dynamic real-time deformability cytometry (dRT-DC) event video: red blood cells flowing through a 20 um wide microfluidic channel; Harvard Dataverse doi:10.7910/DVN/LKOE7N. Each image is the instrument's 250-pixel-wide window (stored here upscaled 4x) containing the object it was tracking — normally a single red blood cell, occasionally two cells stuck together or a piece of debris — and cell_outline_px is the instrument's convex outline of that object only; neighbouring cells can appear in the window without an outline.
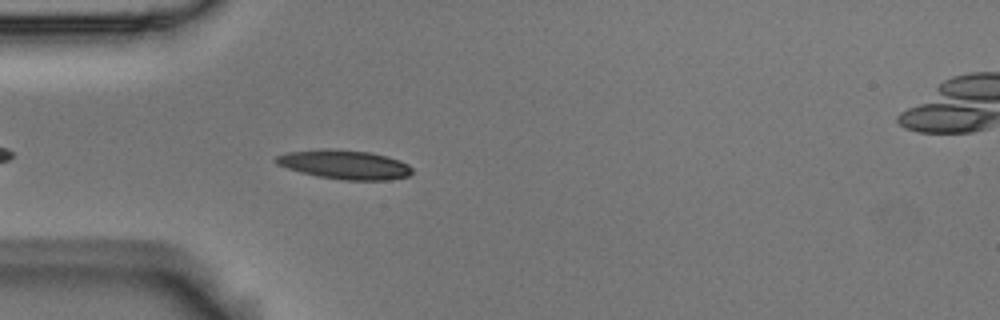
{"species": "Egyptian fruit bat (a non-hibernating species)", "species_latin": "Rousettus aegyptiacus", "temperature_condition": "room temperature", "stored_images_in_passage": 5, "camera_frame_rate_fps": 3000, "um_per_image_px": 0.085, "animal": {"sex": "male"}, "frame": {"image": 1, "passage_image": 5, "time_ms": 1.333, "image_size_px": [1000, 320], "cell_outline_px": [[412, 172], [408, 176], [388, 180], [344, 180], [316, 176], [300, 172], [276, 164], [272, 160], [276, 156], [288, 152], [324, 148], [332, 148], [372, 152], [388, 156], [400, 160], [408, 164], [412, 168]], "centroid_in_image_um": [29.28, 13.98], "position_along_channel_um": 55.7, "area_um2": 23.41}}